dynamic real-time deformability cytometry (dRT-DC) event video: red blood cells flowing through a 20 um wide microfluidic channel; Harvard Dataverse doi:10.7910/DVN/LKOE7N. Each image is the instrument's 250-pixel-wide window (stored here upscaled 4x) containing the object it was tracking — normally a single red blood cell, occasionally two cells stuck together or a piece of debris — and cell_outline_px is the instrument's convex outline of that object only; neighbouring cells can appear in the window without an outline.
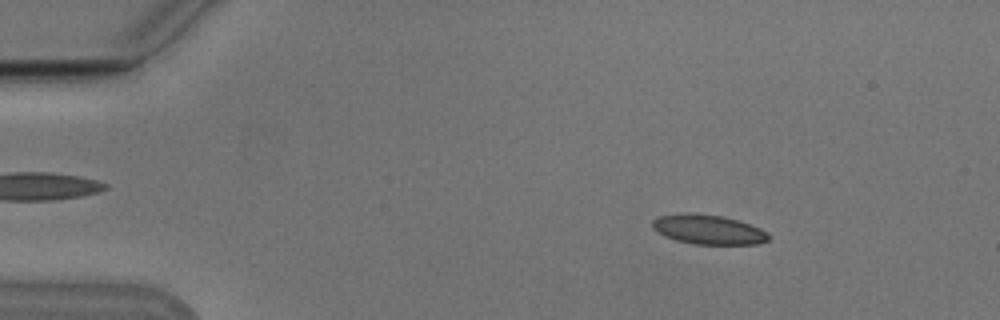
{"species": "Egyptian fruit bat (a non-hibernating species)", "species_latin": "Rousettus aegyptiacus", "temperature_condition": "cold", "stored_images_in_passage": 23, "camera_frame_rate_fps": 3000, "um_per_image_px": 0.085, "animal": {"sex": "male"}, "frame": {"image": 1, "passage_image": 8, "time_ms": 2.333, "image_size_px": [1000, 320], "cell_outline_px": [[772, 236], [768, 240], [756, 244], [692, 244], [676, 240], [664, 236], [656, 232], [652, 228], [652, 220], [660, 216], [684, 212], [696, 212], [720, 216], [736, 220], [760, 228], [768, 232]], "centroid_in_image_um": [60.18, 19.5], "position_along_channel_um": 24.8, "area_um2": 20.17}}
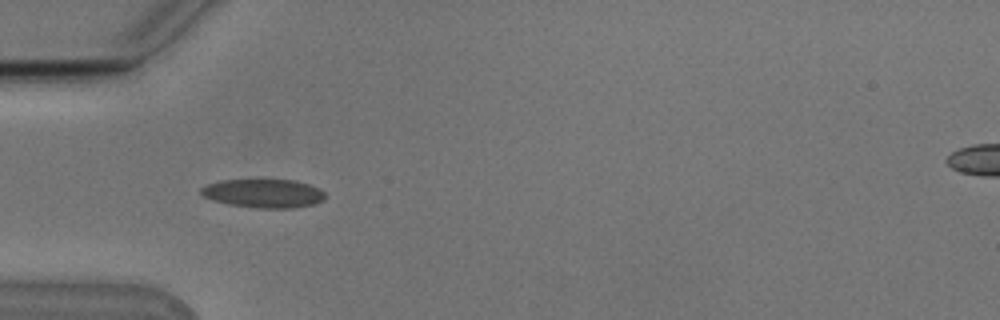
{"frame": {"image": 2, "passage_image": 17, "time_ms": 5.333, "image_size_px": [1000, 320], "cell_outline_px": [[324, 200], [316, 204], [292, 208], [256, 208], [228, 204], [212, 200], [204, 196], [200, 192], [200, 188], [208, 184], [220, 180], [292, 180], [308, 184], [324, 192]], "centroid_in_image_um": [22.38, 16.44], "position_along_channel_um": 62.6, "area_um2": 20.63}}
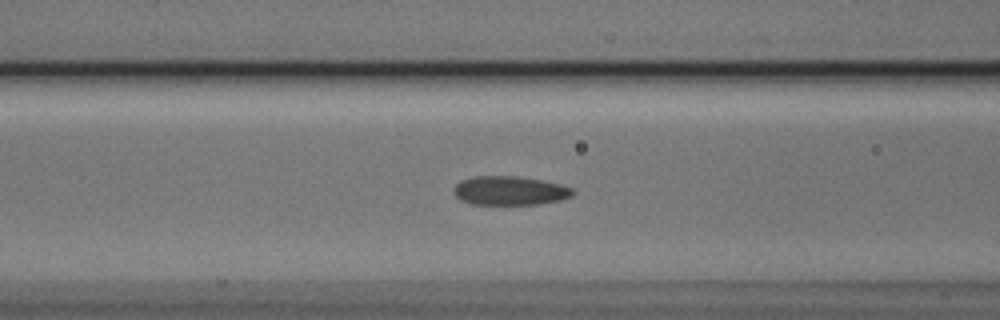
{"frame": {"image": 3, "passage_image": 22, "time_ms": 7.0, "image_size_px": [1000, 320], "cell_outline_px": [[572, 196], [560, 200], [536, 204], [472, 204], [460, 200], [452, 192], [452, 188], [460, 180], [476, 176], [516, 176], [540, 180], [572, 188]], "centroid_in_image_um": [43.25, 16.21], "position_along_channel_um": 123.4, "area_um2": 19.88}}